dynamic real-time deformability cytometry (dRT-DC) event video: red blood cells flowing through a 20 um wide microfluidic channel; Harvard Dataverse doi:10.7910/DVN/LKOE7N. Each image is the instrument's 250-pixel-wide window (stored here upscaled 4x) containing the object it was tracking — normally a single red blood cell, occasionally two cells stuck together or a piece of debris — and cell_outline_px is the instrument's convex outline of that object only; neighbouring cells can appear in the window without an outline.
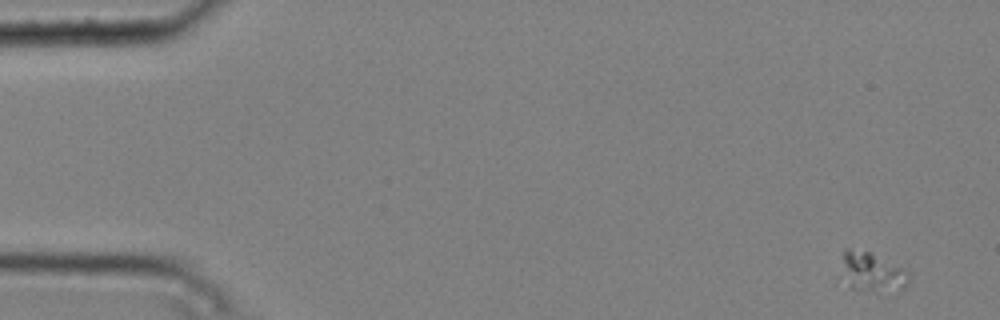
{"species": "common noctule bat (a hibernating species)", "species_latin": "Nyctalus noctula", "temperature_condition": "cold", "stored_images_in_passage": 3, "camera_frame_rate_fps": 3000, "um_per_image_px": 0.085, "animal": {"sex": "male", "body_mass_g": 20.4}, "frame": {"image": 1, "passage_image": 1, "time_ms": 0.0, "image_size_px": [1000, 320], "cell_outline_px": [[908, 284], [904, 288], [876, 292], [852, 288], [836, 284], [836, 280], [844, 248], [848, 248], [868, 252], [904, 268], [908, 272]], "centroid_in_image_um": [73.94, 23.15], "position_along_channel_um": 11.1, "area_um2": 16.3}}